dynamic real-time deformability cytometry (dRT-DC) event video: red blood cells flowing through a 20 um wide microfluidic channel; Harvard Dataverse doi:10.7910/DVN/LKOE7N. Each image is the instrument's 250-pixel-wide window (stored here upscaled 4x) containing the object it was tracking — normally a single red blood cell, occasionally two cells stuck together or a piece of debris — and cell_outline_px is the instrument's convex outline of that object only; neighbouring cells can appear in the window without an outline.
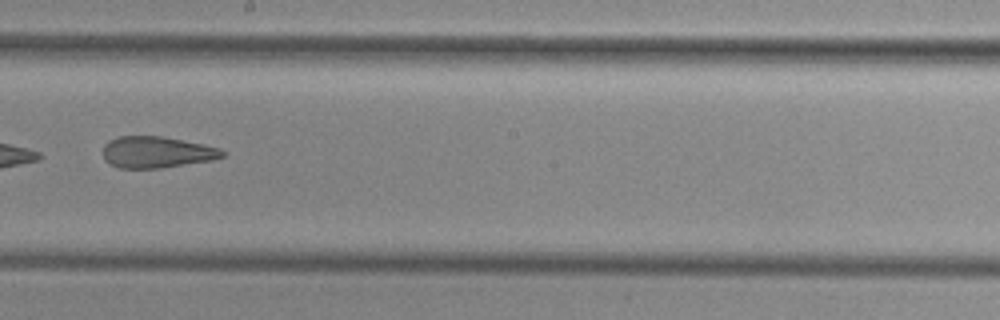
{"species": "common noctule bat (a hibernating species)", "species_latin": "Nyctalus noctula", "temperature_condition": "cold", "stored_images_in_passage": 9, "camera_frame_rate_fps": 3000, "um_per_image_px": 0.085, "animal": {"sex": "female", "body_mass_g": 29.2, "forearm_length_mm": 56.3}, "frame": {"image": 1, "passage_image": 8, "time_ms": 9.333, "image_size_px": [1000, 320], "cell_outline_px": [[224, 156], [212, 160], [160, 168], [120, 168], [108, 164], [104, 160], [104, 144], [108, 140], [120, 136], [160, 136], [204, 144], [220, 148], [224, 152]], "centroid_in_image_um": [13.29, 12.93], "position_along_channel_um": 234.9, "area_um2": 21.85}}
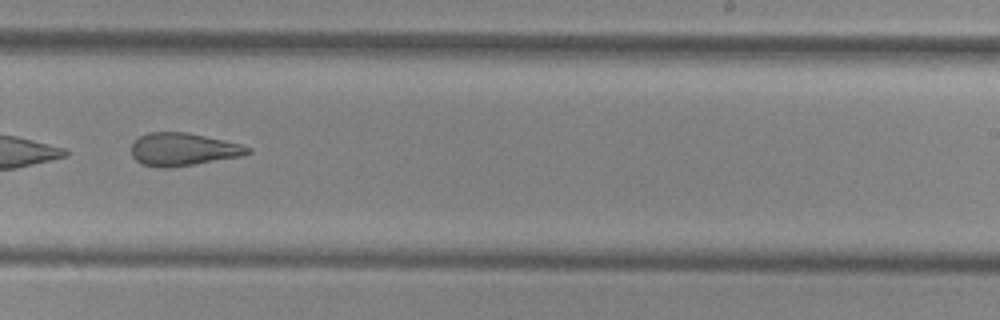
{"frame": {"image": 2, "passage_image": 9, "time_ms": 10.333, "image_size_px": [1000, 320], "cell_outline_px": [[252, 152], [244, 156], [168, 168], [164, 168], [144, 164], [136, 160], [132, 156], [132, 144], [140, 136], [148, 132], [184, 132], [224, 140], [240, 144], [252, 148]], "centroid_in_image_um": [15.59, 12.69], "position_along_channel_um": 273.4, "area_um2": 22.08}}